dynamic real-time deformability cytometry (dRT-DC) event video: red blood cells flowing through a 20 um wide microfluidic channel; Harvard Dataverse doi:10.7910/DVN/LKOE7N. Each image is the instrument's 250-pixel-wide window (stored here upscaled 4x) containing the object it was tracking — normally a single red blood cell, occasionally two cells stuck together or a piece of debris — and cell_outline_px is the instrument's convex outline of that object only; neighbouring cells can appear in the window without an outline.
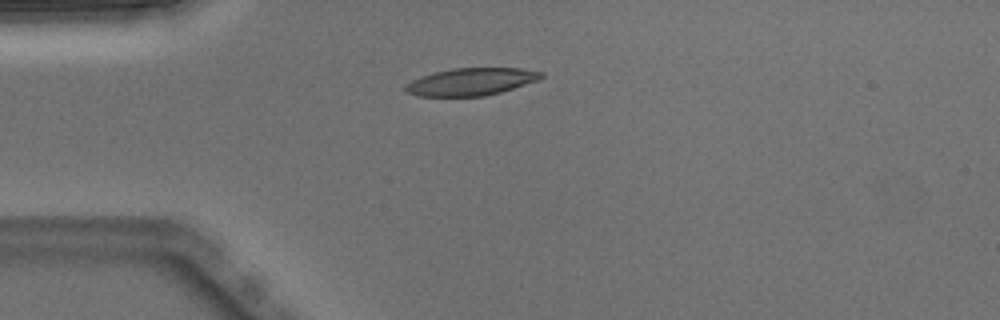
{"species": "Egyptian fruit bat (a non-hibernating species)", "species_latin": "Rousettus aegyptiacus", "temperature_condition": "warm", "stored_images_in_passage": 4, "camera_frame_rate_fps": 3000, "um_per_image_px": 0.085, "animal": {"sex": "male"}, "frame": {"image": 1, "passage_image": 4, "time_ms": 1.0, "image_size_px": [1000, 320], "cell_outline_px": [[544, 76], [540, 80], [500, 92], [484, 96], [416, 96], [408, 92], [404, 88], [412, 80], [436, 72], [452, 68], [520, 68], [544, 72]], "centroid_in_image_um": [40.11, 6.94], "position_along_channel_um": 44.9, "area_um2": 21.5}}